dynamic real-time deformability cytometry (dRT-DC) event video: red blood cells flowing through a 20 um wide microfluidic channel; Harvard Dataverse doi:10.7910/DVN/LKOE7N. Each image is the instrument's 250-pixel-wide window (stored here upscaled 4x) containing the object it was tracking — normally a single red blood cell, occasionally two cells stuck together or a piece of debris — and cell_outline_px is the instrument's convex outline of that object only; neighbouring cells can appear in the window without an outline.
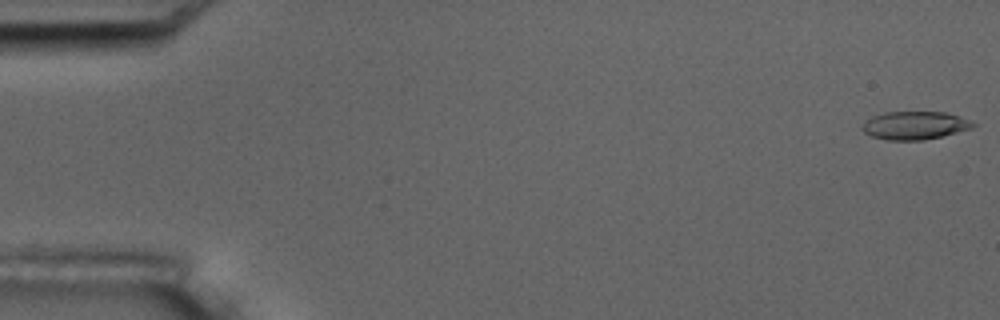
{"species": "common noctule bat (a hibernating species)", "species_latin": "Nyctalus noctula", "temperature_condition": "room temperature", "stored_images_in_passage": 15, "camera_frame_rate_fps": 3000, "um_per_image_px": 0.085, "animal": {"sex": "male", "body_mass_g": 17.5, "forearm_length_mm": 52.3}, "frame": {"image": 1, "passage_image": 1, "time_ms": 0.0, "image_size_px": [1000, 320], "cell_outline_px": [[976, 124], [972, 128], [924, 140], [888, 140], [872, 136], [864, 132], [860, 128], [872, 116], [884, 112], [944, 112], [972, 120]], "centroid_in_image_um": [77.76, 10.65], "position_along_channel_um": 7.2, "area_um2": 17.98}}
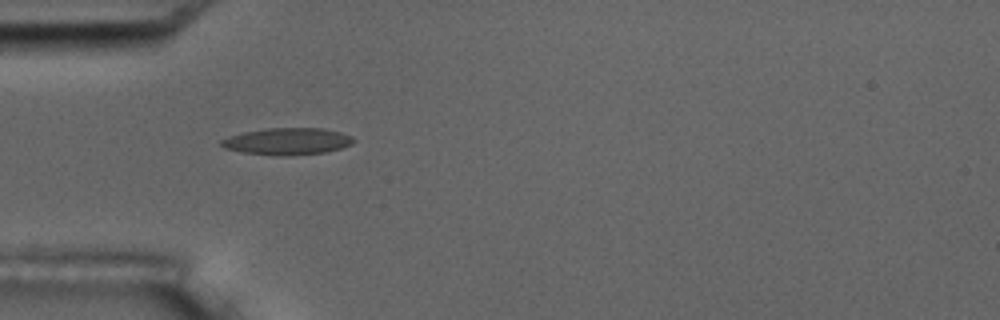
{"frame": {"image": 2, "passage_image": 5, "time_ms": 5.333, "image_size_px": [1000, 320], "cell_outline_px": [[356, 140], [352, 144], [340, 148], [324, 152], [288, 156], [280, 156], [244, 152], [224, 148], [220, 144], [220, 140], [228, 136], [244, 132], [268, 128], [320, 128], [340, 132], [352, 136]], "centroid_in_image_um": [24.42, 12.01], "position_along_channel_um": 60.6, "area_um2": 20.63}}
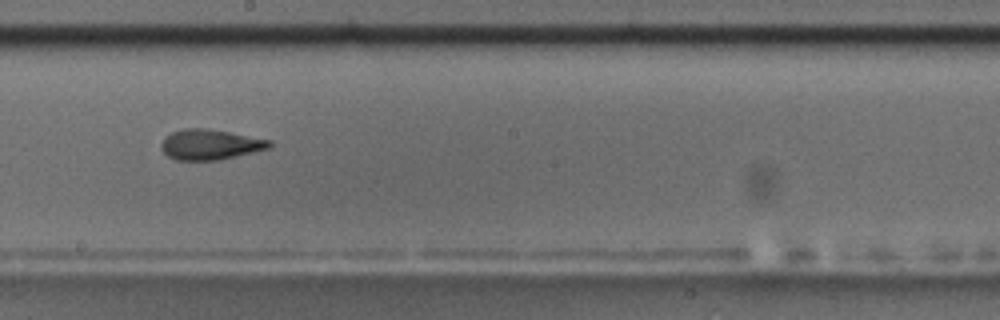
{"frame": {"image": 3, "passage_image": 9, "time_ms": 10.0, "image_size_px": [1000, 320], "cell_outline_px": [[272, 144], [268, 148], [220, 160], [176, 160], [168, 156], [160, 148], [160, 144], [164, 136], [172, 132], [184, 128], [204, 128], [228, 132], [272, 140]], "centroid_in_image_um": [17.82, 12.28], "position_along_channel_um": 230.4, "area_um2": 19.07}, "authors_computed_cell_mechanics": {"area_um2": 18.9006, "velocity_mm_per_s": 3.6909, "shape_relaxation_time_tau1_ms": 4.5698, "shape_relaxation_time_tau2_ms": null, "deformation_change_tau1": 0.1686, "deformation_change_tau2": null}}